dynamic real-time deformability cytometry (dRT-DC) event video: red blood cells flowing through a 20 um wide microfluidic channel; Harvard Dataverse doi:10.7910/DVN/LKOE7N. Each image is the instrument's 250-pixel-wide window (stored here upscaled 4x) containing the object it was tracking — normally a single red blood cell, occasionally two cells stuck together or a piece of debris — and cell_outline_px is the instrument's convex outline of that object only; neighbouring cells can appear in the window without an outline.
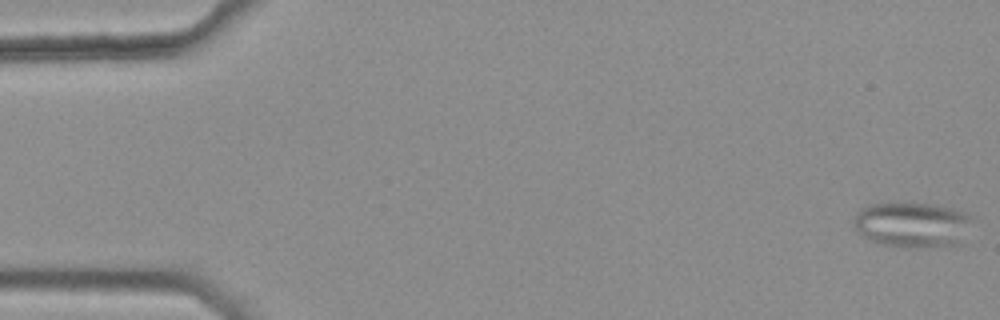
{"species": "common noctule bat (a hibernating species)", "species_latin": "Nyctalus noctula", "temperature_condition": "warm", "stored_images_in_passage": 46, "segment_of_instrument_passage": [1, 2], "camera_frame_rate_fps": 3000, "um_per_image_px": 0.085, "animal": {"sex": "female", "body_mass_g": 25.1}, "frame": {"image": 1, "passage_image": 1, "time_ms": 0.0, "image_size_px": [1000, 320], "cell_outline_px": [[972, 216], [964, 244], [956, 248], [904, 248], [876, 244], [868, 240], [856, 228], [852, 220], [856, 212], [860, 208], [868, 204], [936, 204], [952, 208], [964, 212]], "centroid_in_image_um": [77.6, 19.16], "position_along_channel_um": 7.4, "area_um2": 32.37}}